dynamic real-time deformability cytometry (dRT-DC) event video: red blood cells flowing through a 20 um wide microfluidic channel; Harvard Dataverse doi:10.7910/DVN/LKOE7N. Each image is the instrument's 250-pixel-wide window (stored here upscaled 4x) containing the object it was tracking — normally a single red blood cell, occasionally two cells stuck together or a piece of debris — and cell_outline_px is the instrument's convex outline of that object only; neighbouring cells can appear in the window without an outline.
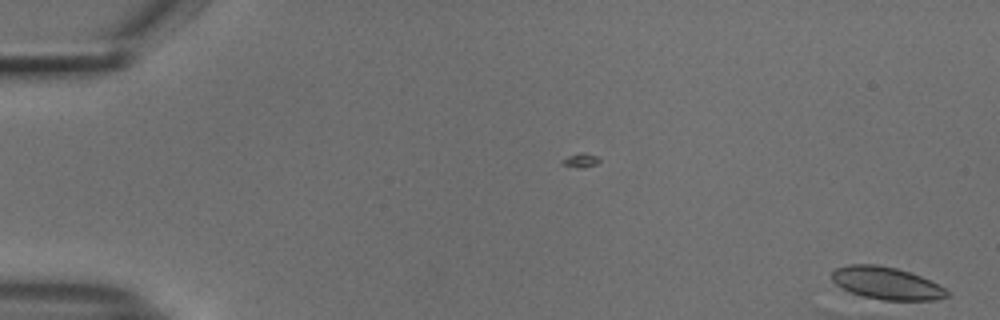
{"species": "common noctule bat (a hibernating species)", "species_latin": "Nyctalus noctula", "temperature_condition": "cold", "stored_images_in_passage": 3, "camera_frame_rate_fps": 3000, "um_per_image_px": 0.085, "animal": {"sex": "male", "body_mass_g": 18.8}, "frame": {"image": 1, "passage_image": 1, "time_ms": 0.0, "image_size_px": [1000, 320], "cell_outline_px": [[948, 296], [936, 300], [868, 300], [848, 292], [836, 284], [832, 280], [832, 272], [836, 268], [848, 264], [876, 264], [896, 268], [920, 276], [944, 288], [948, 292]], "centroid_in_image_um": [75.28, 24.09], "position_along_channel_um": 9.7, "area_um2": 21.96}}